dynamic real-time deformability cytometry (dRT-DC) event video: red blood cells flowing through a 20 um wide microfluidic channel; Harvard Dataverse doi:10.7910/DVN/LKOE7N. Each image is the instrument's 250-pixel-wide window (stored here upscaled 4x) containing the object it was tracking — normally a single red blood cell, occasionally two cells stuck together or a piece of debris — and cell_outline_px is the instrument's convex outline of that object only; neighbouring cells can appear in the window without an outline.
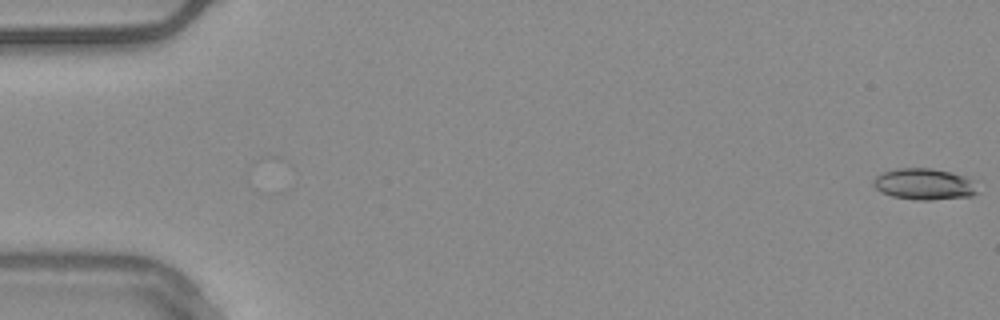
{"species": "common noctule bat (a hibernating species)", "species_latin": "Nyctalus noctula", "temperature_condition": "warm", "stored_images_in_passage": 55, "camera_frame_rate_fps": 3000, "um_per_image_px": 0.085, "animal": {"sex": "male", "body_mass_g": 20.4}, "frame": {"image": 1, "passage_image": 1, "time_ms": 0.0, "image_size_px": [1000, 320], "cell_outline_px": [[976, 192], [972, 196], [928, 200], [916, 200], [892, 196], [880, 192], [872, 184], [872, 180], [876, 176], [884, 172], [896, 168], [932, 168], [964, 176], [972, 180]], "centroid_in_image_um": [78.49, 15.65], "position_along_channel_um": 6.5, "area_um2": 18.84}}
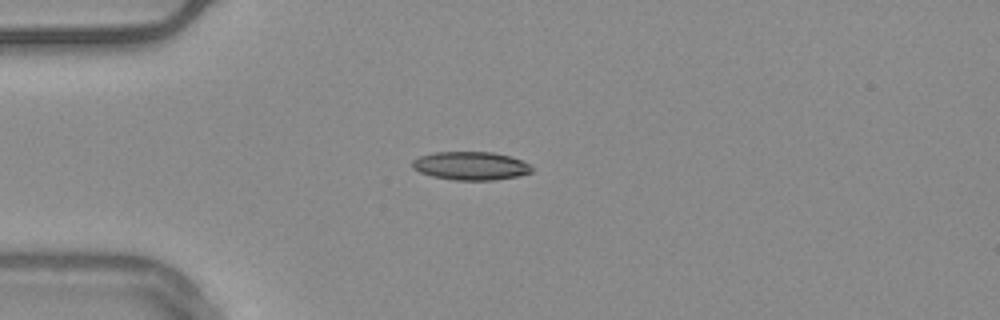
{"frame": {"image": 2, "passage_image": 15, "time_ms": 4.667, "image_size_px": [1000, 320], "cell_outline_px": [[532, 172], [516, 176], [492, 180], [456, 180], [432, 176], [420, 172], [412, 168], [412, 160], [420, 156], [432, 152], [492, 152], [512, 156], [528, 164], [532, 168]], "centroid_in_image_um": [39.98, 14.09], "position_along_channel_um": 45.0, "area_um2": 19.65}}
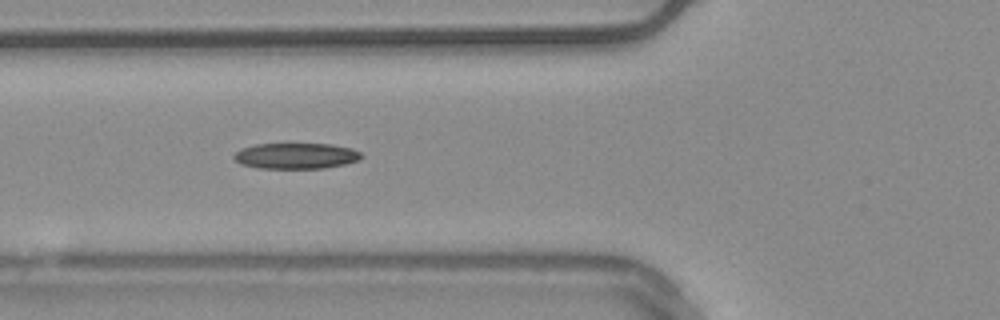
{"frame": {"image": 3, "passage_image": 21, "time_ms": 6.667, "image_size_px": [1000, 320], "cell_outline_px": [[364, 156], [360, 160], [344, 164], [324, 168], [256, 168], [240, 164], [232, 156], [240, 148], [256, 144], [332, 144], [352, 148], [360, 152]], "centroid_in_image_um": [25.16, 13.25], "position_along_channel_um": 100.6, "area_um2": 19.31}}